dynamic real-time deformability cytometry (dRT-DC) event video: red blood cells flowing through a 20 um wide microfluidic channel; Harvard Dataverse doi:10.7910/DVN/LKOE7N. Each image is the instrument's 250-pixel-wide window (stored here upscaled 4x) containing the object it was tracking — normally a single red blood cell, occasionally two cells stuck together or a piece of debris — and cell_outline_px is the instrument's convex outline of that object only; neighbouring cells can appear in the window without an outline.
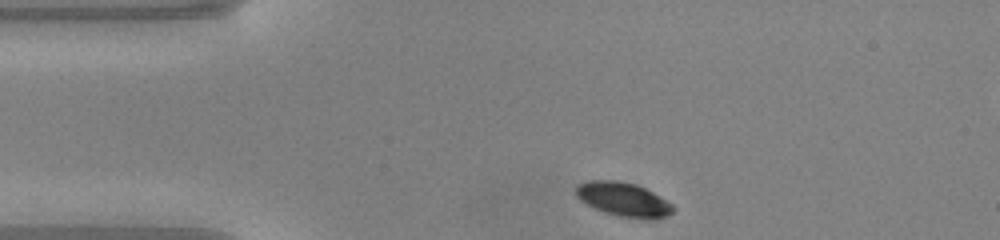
{"species": "common noctule bat (a hibernating species)", "species_latin": "Nyctalus noctula", "temperature_condition": "warm", "stored_images_in_passage": 42, "segment_of_instrument_passage": [1, 2], "camera_frame_rate_fps": 3000, "um_per_image_px": 0.085, "animal": {"sex": "male", "body_mass_g": 20.0, "forearm_length_mm": 53.3}, "frame": {"image": 1, "passage_image": 1, "time_ms": 0.0, "image_size_px": [1000, 240], "cell_outline_px": [[676, 208], [672, 212], [656, 220], [644, 220], [616, 216], [604, 212], [580, 200], [576, 196], [576, 184], [588, 180], [616, 180], [636, 184], [660, 196], [672, 204]], "centroid_in_image_um": [53.0, 16.96], "position_along_channel_um": 32.0, "area_um2": 19.48}}
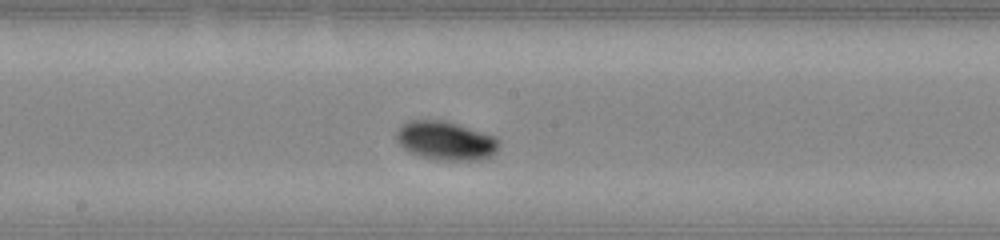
{"frame": {"image": 2, "passage_image": 17, "time_ms": 5.333, "image_size_px": [1000, 240], "cell_outline_px": [[500, 148], [492, 156], [480, 160], [436, 160], [420, 156], [408, 152], [396, 140], [396, 132], [408, 120], [444, 120], [496, 136], [500, 140]], "centroid_in_image_um": [37.93, 11.97], "position_along_channel_um": 210.3, "area_um2": 23.41}}
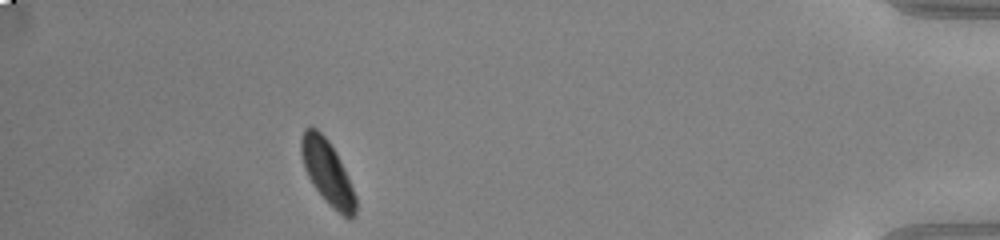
{"frame": {"image": 3, "passage_image": 36, "time_ms": 11.667, "image_size_px": [1000, 240], "cell_outline_px": [[356, 216], [352, 220], [348, 220], [332, 208], [324, 200], [312, 184], [304, 168], [300, 152], [300, 140], [304, 128], [316, 128], [328, 140], [336, 152], [348, 176], [356, 196]], "centroid_in_image_um": [27.84, 14.7], "position_along_channel_um": 407.4, "area_um2": 20.63}}